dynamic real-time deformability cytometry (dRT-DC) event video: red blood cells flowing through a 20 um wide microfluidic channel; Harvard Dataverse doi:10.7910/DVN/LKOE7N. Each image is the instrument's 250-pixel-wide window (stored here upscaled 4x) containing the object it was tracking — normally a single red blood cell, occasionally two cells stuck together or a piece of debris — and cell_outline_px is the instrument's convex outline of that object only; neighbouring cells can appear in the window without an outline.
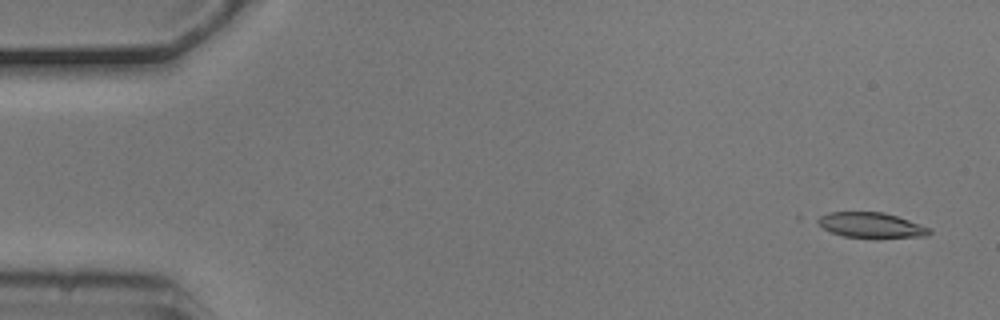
{"species": "common noctule bat (a hibernating species)", "species_latin": "Nyctalus noctula", "temperature_condition": "cold", "stored_images_in_passage": 5, "camera_frame_rate_fps": 3000, "um_per_image_px": 0.085, "animal": {"sex": "male", "body_mass_g": 20.5, "forearm_length_mm": 52.5}, "frame": {"image": 1, "passage_image": 1, "time_ms": 0.0, "image_size_px": [1000, 320], "cell_outline_px": [[932, 232], [928, 236], [844, 236], [832, 232], [824, 228], [812, 220], [828, 212], [884, 212], [932, 228]], "centroid_in_image_um": [74.0, 19.1], "position_along_channel_um": 11.0, "area_um2": 15.95}}